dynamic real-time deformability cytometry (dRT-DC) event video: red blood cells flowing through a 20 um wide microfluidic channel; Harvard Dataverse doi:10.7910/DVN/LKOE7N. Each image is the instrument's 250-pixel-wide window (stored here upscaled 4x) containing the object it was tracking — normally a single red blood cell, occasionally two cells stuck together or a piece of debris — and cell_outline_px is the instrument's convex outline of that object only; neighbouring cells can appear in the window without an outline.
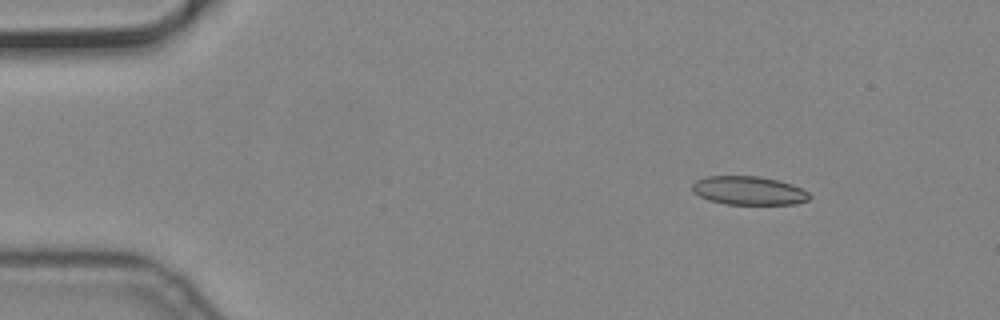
{"species": "common noctule bat (a hibernating species)", "species_latin": "Nyctalus noctula", "temperature_condition": "cold", "stored_images_in_passage": 7, "camera_frame_rate_fps": 3000, "um_per_image_px": 0.085, "animal": {"sex": "male", "body_mass_g": 19.2, "forearm_length_mm": 51.8}, "frame": {"image": 1, "passage_image": 2, "time_ms": 0.333, "image_size_px": [1000, 320], "cell_outline_px": [[812, 196], [808, 200], [796, 204], [724, 204], [708, 200], [692, 192], [692, 184], [696, 180], [708, 176], [760, 176], [780, 180], [792, 184], [808, 192]], "centroid_in_image_um": [63.64, 16.2], "position_along_channel_um": 21.4, "area_um2": 19.71}}
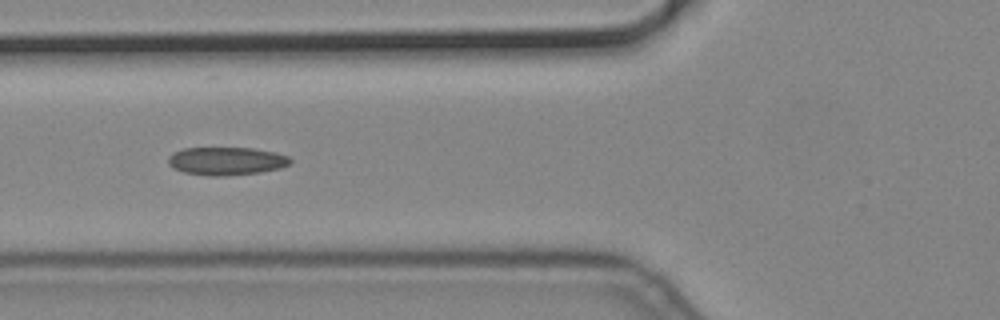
{"frame": {"image": 2, "passage_image": 6, "time_ms": 1.667, "image_size_px": [1000, 320], "cell_outline_px": [[292, 164], [280, 168], [260, 172], [220, 176], [208, 176], [184, 172], [172, 168], [168, 164], [168, 156], [172, 152], [184, 148], [252, 148], [276, 152], [288, 156], [292, 160]], "centroid_in_image_um": [19.24, 13.68], "position_along_channel_um": 106.6, "area_um2": 20.11}}
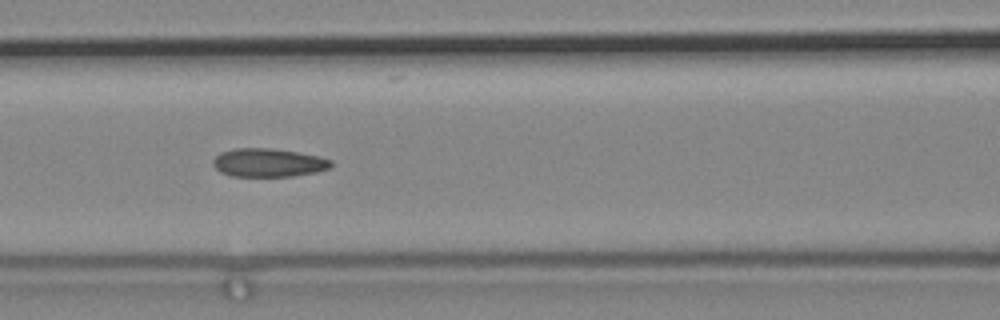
{"frame": {"image": 3, "passage_image": 7, "time_ms": 2.0, "image_size_px": [1000, 320], "cell_outline_px": [[332, 168], [316, 172], [292, 176], [232, 176], [220, 172], [212, 164], [212, 160], [220, 152], [236, 148], [268, 148], [296, 152], [320, 156], [332, 160]], "centroid_in_image_um": [22.82, 13.83], "position_along_channel_um": 143.8, "area_um2": 19.59}}